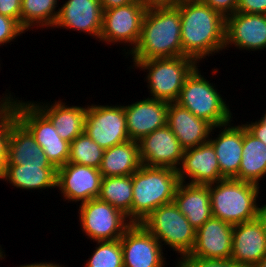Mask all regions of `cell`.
Returning <instances> with one entry per match:
<instances>
[{"mask_svg":"<svg viewBox=\"0 0 266 267\" xmlns=\"http://www.w3.org/2000/svg\"><path fill=\"white\" fill-rule=\"evenodd\" d=\"M181 17L183 56L198 65L225 50V18L200 0H182L175 5Z\"/></svg>","mask_w":266,"mask_h":267,"instance_id":"cell-1","label":"cell"},{"mask_svg":"<svg viewBox=\"0 0 266 267\" xmlns=\"http://www.w3.org/2000/svg\"><path fill=\"white\" fill-rule=\"evenodd\" d=\"M129 55L132 60L183 56L179 9L176 6L147 8L138 44Z\"/></svg>","mask_w":266,"mask_h":267,"instance_id":"cell-2","label":"cell"},{"mask_svg":"<svg viewBox=\"0 0 266 267\" xmlns=\"http://www.w3.org/2000/svg\"><path fill=\"white\" fill-rule=\"evenodd\" d=\"M179 183L172 168L142 165L132 174V223H141L153 210L173 202Z\"/></svg>","mask_w":266,"mask_h":267,"instance_id":"cell-3","label":"cell"},{"mask_svg":"<svg viewBox=\"0 0 266 267\" xmlns=\"http://www.w3.org/2000/svg\"><path fill=\"white\" fill-rule=\"evenodd\" d=\"M260 186L225 178L210 184L212 215L231 225L257 219Z\"/></svg>","mask_w":266,"mask_h":267,"instance_id":"cell-4","label":"cell"},{"mask_svg":"<svg viewBox=\"0 0 266 267\" xmlns=\"http://www.w3.org/2000/svg\"><path fill=\"white\" fill-rule=\"evenodd\" d=\"M198 67L200 66L197 65L186 77L176 103L213 127L232 122L233 114L226 103L227 99L217 91L215 84L201 74Z\"/></svg>","mask_w":266,"mask_h":267,"instance_id":"cell-5","label":"cell"},{"mask_svg":"<svg viewBox=\"0 0 266 267\" xmlns=\"http://www.w3.org/2000/svg\"><path fill=\"white\" fill-rule=\"evenodd\" d=\"M131 68L146 72L144 81L149 89V98L176 102L186 77L198 65L187 56L132 60Z\"/></svg>","mask_w":266,"mask_h":267,"instance_id":"cell-6","label":"cell"},{"mask_svg":"<svg viewBox=\"0 0 266 267\" xmlns=\"http://www.w3.org/2000/svg\"><path fill=\"white\" fill-rule=\"evenodd\" d=\"M140 224L160 242L164 250L169 247L170 251L178 253L176 262L189 255L194 247L196 229L174 202L153 210Z\"/></svg>","mask_w":266,"mask_h":267,"instance_id":"cell-7","label":"cell"},{"mask_svg":"<svg viewBox=\"0 0 266 267\" xmlns=\"http://www.w3.org/2000/svg\"><path fill=\"white\" fill-rule=\"evenodd\" d=\"M10 109L31 132L56 169L68 162L70 143L61 138L52 122L31 101L14 98L10 101Z\"/></svg>","mask_w":266,"mask_h":267,"instance_id":"cell-8","label":"cell"},{"mask_svg":"<svg viewBox=\"0 0 266 267\" xmlns=\"http://www.w3.org/2000/svg\"><path fill=\"white\" fill-rule=\"evenodd\" d=\"M147 6L136 0L125 6L115 7L103 11L102 30L98 42L102 41L107 45H124V56L128 57L138 44L142 21ZM114 43V44H113ZM126 44V45H125Z\"/></svg>","mask_w":266,"mask_h":267,"instance_id":"cell-9","label":"cell"},{"mask_svg":"<svg viewBox=\"0 0 266 267\" xmlns=\"http://www.w3.org/2000/svg\"><path fill=\"white\" fill-rule=\"evenodd\" d=\"M78 213L82 233L93 242L120 239L133 224L119 209L98 198L81 203Z\"/></svg>","mask_w":266,"mask_h":267,"instance_id":"cell-10","label":"cell"},{"mask_svg":"<svg viewBox=\"0 0 266 267\" xmlns=\"http://www.w3.org/2000/svg\"><path fill=\"white\" fill-rule=\"evenodd\" d=\"M84 132L104 150L129 141L124 105H87Z\"/></svg>","mask_w":266,"mask_h":267,"instance_id":"cell-11","label":"cell"},{"mask_svg":"<svg viewBox=\"0 0 266 267\" xmlns=\"http://www.w3.org/2000/svg\"><path fill=\"white\" fill-rule=\"evenodd\" d=\"M120 241L124 267H166L162 245L140 223H133Z\"/></svg>","mask_w":266,"mask_h":267,"instance_id":"cell-12","label":"cell"},{"mask_svg":"<svg viewBox=\"0 0 266 267\" xmlns=\"http://www.w3.org/2000/svg\"><path fill=\"white\" fill-rule=\"evenodd\" d=\"M102 178L98 168L67 162L57 168L56 189L64 201L81 204L98 197Z\"/></svg>","mask_w":266,"mask_h":267,"instance_id":"cell-13","label":"cell"},{"mask_svg":"<svg viewBox=\"0 0 266 267\" xmlns=\"http://www.w3.org/2000/svg\"><path fill=\"white\" fill-rule=\"evenodd\" d=\"M262 51L266 49V14L235 12L225 18L224 49Z\"/></svg>","mask_w":266,"mask_h":267,"instance_id":"cell-14","label":"cell"},{"mask_svg":"<svg viewBox=\"0 0 266 267\" xmlns=\"http://www.w3.org/2000/svg\"><path fill=\"white\" fill-rule=\"evenodd\" d=\"M176 171L180 182L194 185H210L225 179L221 175L215 149L209 141L184 150Z\"/></svg>","mask_w":266,"mask_h":267,"instance_id":"cell-15","label":"cell"},{"mask_svg":"<svg viewBox=\"0 0 266 267\" xmlns=\"http://www.w3.org/2000/svg\"><path fill=\"white\" fill-rule=\"evenodd\" d=\"M138 144L143 165L174 170L180 166L184 149L167 124L142 138Z\"/></svg>","mask_w":266,"mask_h":267,"instance_id":"cell-16","label":"cell"},{"mask_svg":"<svg viewBox=\"0 0 266 267\" xmlns=\"http://www.w3.org/2000/svg\"><path fill=\"white\" fill-rule=\"evenodd\" d=\"M58 10L59 14L52 29H70L99 39L103 19L100 0H68Z\"/></svg>","mask_w":266,"mask_h":267,"instance_id":"cell-17","label":"cell"},{"mask_svg":"<svg viewBox=\"0 0 266 267\" xmlns=\"http://www.w3.org/2000/svg\"><path fill=\"white\" fill-rule=\"evenodd\" d=\"M169 102L145 98L124 105L126 128L130 140L140 141L156 129L167 124Z\"/></svg>","mask_w":266,"mask_h":267,"instance_id":"cell-18","label":"cell"},{"mask_svg":"<svg viewBox=\"0 0 266 267\" xmlns=\"http://www.w3.org/2000/svg\"><path fill=\"white\" fill-rule=\"evenodd\" d=\"M233 225L212 216L196 230V241L189 255L205 259L231 258Z\"/></svg>","mask_w":266,"mask_h":267,"instance_id":"cell-19","label":"cell"},{"mask_svg":"<svg viewBox=\"0 0 266 267\" xmlns=\"http://www.w3.org/2000/svg\"><path fill=\"white\" fill-rule=\"evenodd\" d=\"M5 165L40 166L55 168L31 132L16 118L10 109V136Z\"/></svg>","mask_w":266,"mask_h":267,"instance_id":"cell-20","label":"cell"},{"mask_svg":"<svg viewBox=\"0 0 266 267\" xmlns=\"http://www.w3.org/2000/svg\"><path fill=\"white\" fill-rule=\"evenodd\" d=\"M216 128H219L220 131L218 135L216 133L217 137H214L212 134H215ZM209 142L215 149L221 175L224 178H235L238 175L242 158L243 123L234 126L229 122L219 127H213Z\"/></svg>","mask_w":266,"mask_h":267,"instance_id":"cell-21","label":"cell"},{"mask_svg":"<svg viewBox=\"0 0 266 267\" xmlns=\"http://www.w3.org/2000/svg\"><path fill=\"white\" fill-rule=\"evenodd\" d=\"M167 125L186 150L209 141L213 126L176 102H169Z\"/></svg>","mask_w":266,"mask_h":267,"instance_id":"cell-22","label":"cell"},{"mask_svg":"<svg viewBox=\"0 0 266 267\" xmlns=\"http://www.w3.org/2000/svg\"><path fill=\"white\" fill-rule=\"evenodd\" d=\"M266 253V235L258 219L233 225L231 259L254 267Z\"/></svg>","mask_w":266,"mask_h":267,"instance_id":"cell-23","label":"cell"},{"mask_svg":"<svg viewBox=\"0 0 266 267\" xmlns=\"http://www.w3.org/2000/svg\"><path fill=\"white\" fill-rule=\"evenodd\" d=\"M31 102L52 122L63 140L71 143L84 133L87 105L69 106L63 100H55L53 103Z\"/></svg>","mask_w":266,"mask_h":267,"instance_id":"cell-24","label":"cell"},{"mask_svg":"<svg viewBox=\"0 0 266 267\" xmlns=\"http://www.w3.org/2000/svg\"><path fill=\"white\" fill-rule=\"evenodd\" d=\"M173 202L196 230L213 216L210 185L180 182Z\"/></svg>","mask_w":266,"mask_h":267,"instance_id":"cell-25","label":"cell"},{"mask_svg":"<svg viewBox=\"0 0 266 267\" xmlns=\"http://www.w3.org/2000/svg\"><path fill=\"white\" fill-rule=\"evenodd\" d=\"M142 165L138 142L129 140L104 150L99 171L102 177L127 176Z\"/></svg>","mask_w":266,"mask_h":267,"instance_id":"cell-26","label":"cell"},{"mask_svg":"<svg viewBox=\"0 0 266 267\" xmlns=\"http://www.w3.org/2000/svg\"><path fill=\"white\" fill-rule=\"evenodd\" d=\"M238 175L234 178L258 186L266 177V144L243 125V148ZM262 178V179H261Z\"/></svg>","mask_w":266,"mask_h":267,"instance_id":"cell-27","label":"cell"},{"mask_svg":"<svg viewBox=\"0 0 266 267\" xmlns=\"http://www.w3.org/2000/svg\"><path fill=\"white\" fill-rule=\"evenodd\" d=\"M57 169L40 166L5 165L2 181L22 190L56 188ZM43 189V190H42Z\"/></svg>","mask_w":266,"mask_h":267,"instance_id":"cell-28","label":"cell"},{"mask_svg":"<svg viewBox=\"0 0 266 267\" xmlns=\"http://www.w3.org/2000/svg\"><path fill=\"white\" fill-rule=\"evenodd\" d=\"M132 175L103 177L98 199L123 212L132 222Z\"/></svg>","mask_w":266,"mask_h":267,"instance_id":"cell-29","label":"cell"},{"mask_svg":"<svg viewBox=\"0 0 266 267\" xmlns=\"http://www.w3.org/2000/svg\"><path fill=\"white\" fill-rule=\"evenodd\" d=\"M59 0H21V27L30 32L32 28H43L52 30L59 10Z\"/></svg>","mask_w":266,"mask_h":267,"instance_id":"cell-30","label":"cell"},{"mask_svg":"<svg viewBox=\"0 0 266 267\" xmlns=\"http://www.w3.org/2000/svg\"><path fill=\"white\" fill-rule=\"evenodd\" d=\"M104 149L85 132L70 143L69 163L100 168Z\"/></svg>","mask_w":266,"mask_h":267,"instance_id":"cell-31","label":"cell"},{"mask_svg":"<svg viewBox=\"0 0 266 267\" xmlns=\"http://www.w3.org/2000/svg\"><path fill=\"white\" fill-rule=\"evenodd\" d=\"M84 267H124L120 239L113 241H96L95 250Z\"/></svg>","mask_w":266,"mask_h":267,"instance_id":"cell-32","label":"cell"},{"mask_svg":"<svg viewBox=\"0 0 266 267\" xmlns=\"http://www.w3.org/2000/svg\"><path fill=\"white\" fill-rule=\"evenodd\" d=\"M26 31L12 18L0 14V46L14 42Z\"/></svg>","mask_w":266,"mask_h":267,"instance_id":"cell-33","label":"cell"},{"mask_svg":"<svg viewBox=\"0 0 266 267\" xmlns=\"http://www.w3.org/2000/svg\"><path fill=\"white\" fill-rule=\"evenodd\" d=\"M183 267H245L229 259H205L201 257H183L178 261Z\"/></svg>","mask_w":266,"mask_h":267,"instance_id":"cell-34","label":"cell"},{"mask_svg":"<svg viewBox=\"0 0 266 267\" xmlns=\"http://www.w3.org/2000/svg\"><path fill=\"white\" fill-rule=\"evenodd\" d=\"M10 136V109L0 118V180L7 161L8 140Z\"/></svg>","mask_w":266,"mask_h":267,"instance_id":"cell-35","label":"cell"},{"mask_svg":"<svg viewBox=\"0 0 266 267\" xmlns=\"http://www.w3.org/2000/svg\"><path fill=\"white\" fill-rule=\"evenodd\" d=\"M219 12L224 18L233 15L237 10L238 0H200Z\"/></svg>","mask_w":266,"mask_h":267,"instance_id":"cell-36","label":"cell"},{"mask_svg":"<svg viewBox=\"0 0 266 267\" xmlns=\"http://www.w3.org/2000/svg\"><path fill=\"white\" fill-rule=\"evenodd\" d=\"M0 14L14 19L21 26V0H0Z\"/></svg>","mask_w":266,"mask_h":267,"instance_id":"cell-37","label":"cell"},{"mask_svg":"<svg viewBox=\"0 0 266 267\" xmlns=\"http://www.w3.org/2000/svg\"><path fill=\"white\" fill-rule=\"evenodd\" d=\"M236 12L266 14V0H238Z\"/></svg>","mask_w":266,"mask_h":267,"instance_id":"cell-38","label":"cell"},{"mask_svg":"<svg viewBox=\"0 0 266 267\" xmlns=\"http://www.w3.org/2000/svg\"><path fill=\"white\" fill-rule=\"evenodd\" d=\"M243 125L246 129L253 134L257 139L261 140L266 144V124L263 123L260 119L257 121L247 122Z\"/></svg>","mask_w":266,"mask_h":267,"instance_id":"cell-39","label":"cell"},{"mask_svg":"<svg viewBox=\"0 0 266 267\" xmlns=\"http://www.w3.org/2000/svg\"><path fill=\"white\" fill-rule=\"evenodd\" d=\"M136 0H100L103 11L115 7L125 6Z\"/></svg>","mask_w":266,"mask_h":267,"instance_id":"cell-40","label":"cell"},{"mask_svg":"<svg viewBox=\"0 0 266 267\" xmlns=\"http://www.w3.org/2000/svg\"><path fill=\"white\" fill-rule=\"evenodd\" d=\"M3 93L2 97L0 98V118L10 109V101L13 100L16 96L9 92ZM12 94V95H11Z\"/></svg>","mask_w":266,"mask_h":267,"instance_id":"cell-41","label":"cell"},{"mask_svg":"<svg viewBox=\"0 0 266 267\" xmlns=\"http://www.w3.org/2000/svg\"><path fill=\"white\" fill-rule=\"evenodd\" d=\"M148 8L154 6H175L177 0H141Z\"/></svg>","mask_w":266,"mask_h":267,"instance_id":"cell-42","label":"cell"},{"mask_svg":"<svg viewBox=\"0 0 266 267\" xmlns=\"http://www.w3.org/2000/svg\"><path fill=\"white\" fill-rule=\"evenodd\" d=\"M257 219L261 223L263 227V231L266 235V204L261 205L259 204L258 212H257Z\"/></svg>","mask_w":266,"mask_h":267,"instance_id":"cell-43","label":"cell"},{"mask_svg":"<svg viewBox=\"0 0 266 267\" xmlns=\"http://www.w3.org/2000/svg\"><path fill=\"white\" fill-rule=\"evenodd\" d=\"M16 267H66V266H62V264L61 265H59V263H53V262H46V261H42V262H35V263H31V264H22V265H20V266H16Z\"/></svg>","mask_w":266,"mask_h":267,"instance_id":"cell-44","label":"cell"},{"mask_svg":"<svg viewBox=\"0 0 266 267\" xmlns=\"http://www.w3.org/2000/svg\"><path fill=\"white\" fill-rule=\"evenodd\" d=\"M254 267H266V253Z\"/></svg>","mask_w":266,"mask_h":267,"instance_id":"cell-45","label":"cell"},{"mask_svg":"<svg viewBox=\"0 0 266 267\" xmlns=\"http://www.w3.org/2000/svg\"><path fill=\"white\" fill-rule=\"evenodd\" d=\"M1 245V244H0ZM6 254L4 253V250L0 246V259L3 260L5 258Z\"/></svg>","mask_w":266,"mask_h":267,"instance_id":"cell-46","label":"cell"},{"mask_svg":"<svg viewBox=\"0 0 266 267\" xmlns=\"http://www.w3.org/2000/svg\"><path fill=\"white\" fill-rule=\"evenodd\" d=\"M264 115H262V117H260V120L266 124V111H264Z\"/></svg>","mask_w":266,"mask_h":267,"instance_id":"cell-47","label":"cell"},{"mask_svg":"<svg viewBox=\"0 0 266 267\" xmlns=\"http://www.w3.org/2000/svg\"><path fill=\"white\" fill-rule=\"evenodd\" d=\"M175 267H183L179 262H175Z\"/></svg>","mask_w":266,"mask_h":267,"instance_id":"cell-48","label":"cell"}]
</instances>
